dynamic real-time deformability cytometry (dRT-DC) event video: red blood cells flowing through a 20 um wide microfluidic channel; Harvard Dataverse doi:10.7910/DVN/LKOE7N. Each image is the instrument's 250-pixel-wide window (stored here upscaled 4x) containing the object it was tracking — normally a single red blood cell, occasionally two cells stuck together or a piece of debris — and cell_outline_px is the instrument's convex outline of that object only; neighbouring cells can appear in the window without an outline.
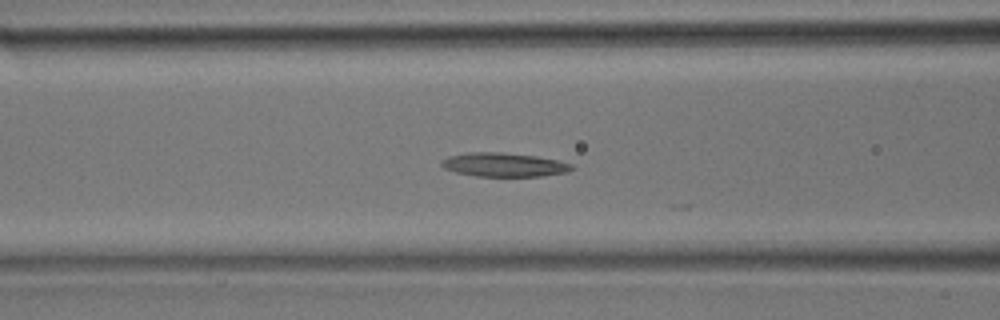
{"species": "common noctule bat (a hibernating species)", "species_latin": "Nyctalus noctula", "temperature_condition": "room temperature", "stored_images_in_passage": 14, "camera_frame_rate_fps": 3000, "um_per_image_px": 0.085, "animal": {"sex": "male", "body_mass_g": 17.9}, "frame": {"image": 1, "passage_image": 10, "time_ms": 3.0, "image_size_px": [1000, 320], "cell_outline_px": [[576, 168], [568, 172], [540, 176], [476, 176], [456, 172], [444, 168], [440, 164], [440, 160], [448, 156], [468, 152], [500, 152], [536, 156], [556, 160], [572, 164]], "centroid_in_image_um": [42.82, 14.0], "position_along_channel_um": 123.8, "area_um2": 18.15}}
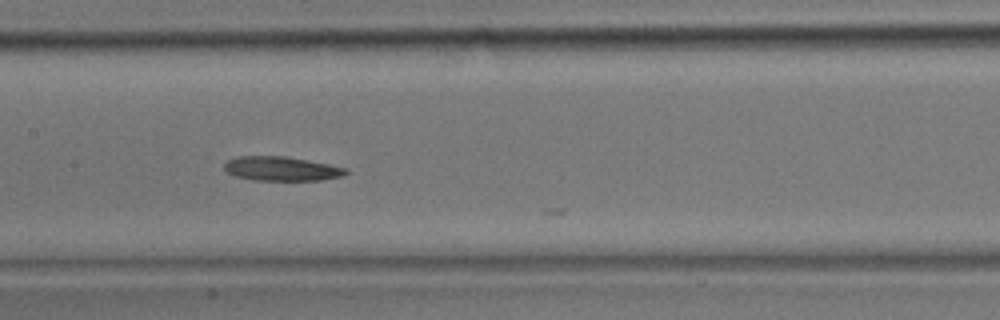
{"frame": {"image": 2, "passage_image": 13, "time_ms": 4.0, "image_size_px": [1000, 320], "cell_outline_px": [[348, 172], [344, 176], [320, 180], [252, 180], [232, 176], [224, 172], [224, 164], [228, 160], [236, 156], [284, 156], [308, 160], [348, 168]], "centroid_in_image_um": [23.89, 14.34], "position_along_channel_um": 183.5, "area_um2": 17.4}}